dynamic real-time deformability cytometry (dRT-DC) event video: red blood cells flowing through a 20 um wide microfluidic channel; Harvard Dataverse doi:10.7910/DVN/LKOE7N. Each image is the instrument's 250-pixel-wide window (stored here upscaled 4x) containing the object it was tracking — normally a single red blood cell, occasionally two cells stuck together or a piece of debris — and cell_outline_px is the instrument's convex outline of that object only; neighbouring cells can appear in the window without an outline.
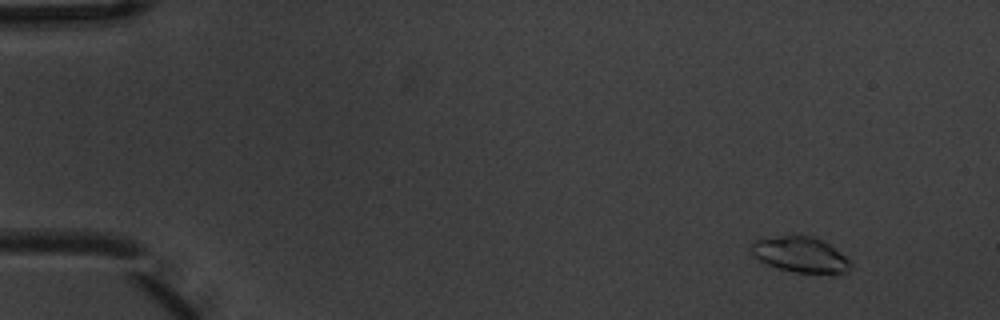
{"species": "common noctule bat (a hibernating species)", "species_latin": "Nyctalus noctula", "temperature_condition": "warm", "stored_images_in_passage": 5, "camera_frame_rate_fps": 3000, "um_per_image_px": 0.085, "animal": {"sex": "male", "body_mass_g": 20.1, "forearm_length_mm": 53.5}, "frame": {"image": 1, "passage_image": 1, "time_ms": 0.0, "image_size_px": [1000, 320], "cell_outline_px": [[852, 268], [844, 276], [796, 272], [780, 268], [768, 264], [752, 256], [752, 240], [792, 232], [812, 236], [828, 244], [844, 256], [852, 264]], "centroid_in_image_um": [68.06, 21.64], "position_along_channel_um": 16.9, "area_um2": 21.39}}
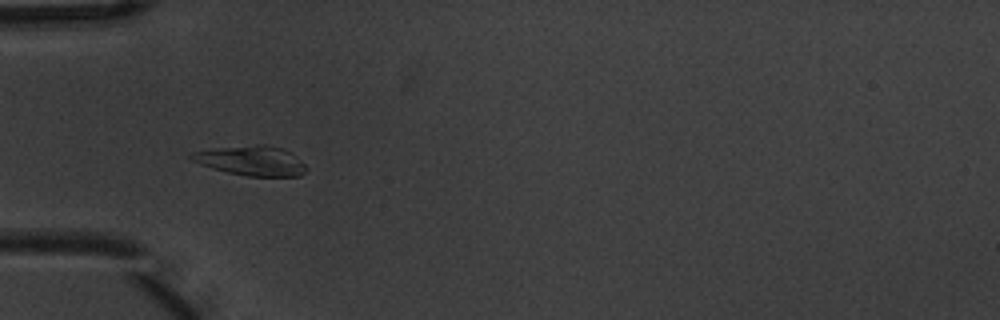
{"frame": {"image": 2, "passage_image": 4, "time_ms": 1.0, "image_size_px": [1000, 320], "cell_outline_px": [[308, 168], [300, 176], [248, 176], [228, 172], [212, 168], [200, 164], [192, 160], [188, 156], [192, 152], [212, 148], [256, 144], [264, 144], [280, 148], [292, 152]], "centroid_in_image_um": [21.36, 13.65], "position_along_channel_um": 63.6, "area_um2": 19.94}}
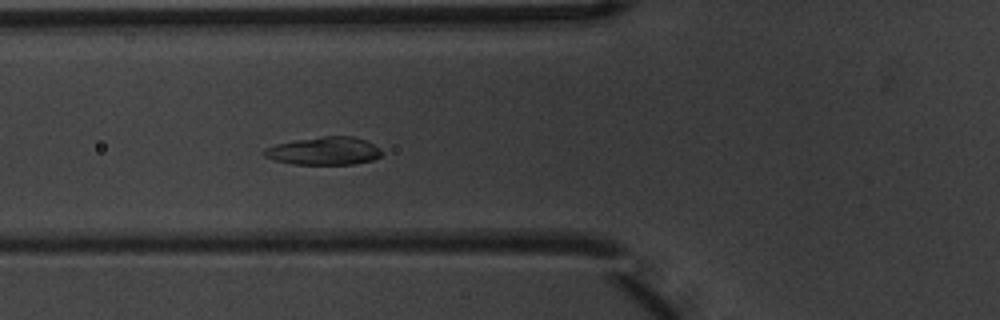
{"frame": {"image": 3, "passage_image": 5, "time_ms": 1.333, "image_size_px": [1000, 320], "cell_outline_px": [[380, 156], [372, 160], [352, 164], [292, 164], [276, 160], [264, 156], [260, 152], [264, 148], [276, 144], [296, 140], [324, 136], [352, 136], [364, 140], [380, 148]], "centroid_in_image_um": [27.5, 12.83], "position_along_channel_um": 98.3, "area_um2": 18.96}}